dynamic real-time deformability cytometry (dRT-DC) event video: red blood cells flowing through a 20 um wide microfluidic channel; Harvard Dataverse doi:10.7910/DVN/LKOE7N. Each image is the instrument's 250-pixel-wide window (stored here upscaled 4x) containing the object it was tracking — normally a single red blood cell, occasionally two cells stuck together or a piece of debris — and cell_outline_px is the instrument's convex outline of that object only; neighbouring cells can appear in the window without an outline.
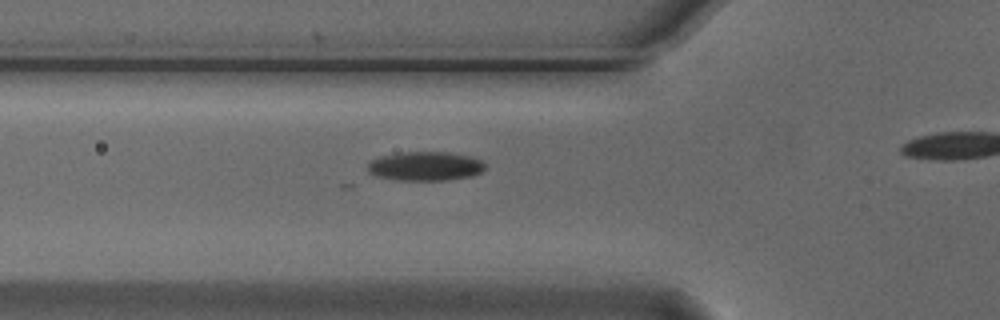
{"species": "Egyptian fruit bat (a non-hibernating species)", "species_latin": "Rousettus aegyptiacus", "temperature_condition": "cold", "stored_images_in_passage": 5, "segment_of_instrument_passage": [1, 2], "camera_frame_rate_fps": 3000, "um_per_image_px": 0.085, "animal": {"sex": "male"}, "frame": {"image": 1, "passage_image": 4, "time_ms": 1.0, "image_size_px": [1000, 320], "cell_outline_px": [[484, 168], [480, 172], [472, 176], [448, 180], [396, 180], [376, 176], [368, 172], [368, 164], [372, 160], [380, 156], [400, 152], [448, 152], [472, 156], [480, 160], [484, 164]], "centroid_in_image_um": [36.14, 14.12], "position_along_channel_um": 89.7, "area_um2": 19.94}}